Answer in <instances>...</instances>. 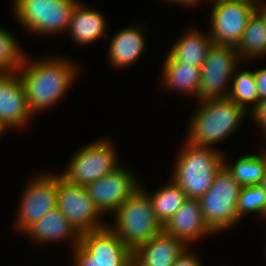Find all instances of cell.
Listing matches in <instances>:
<instances>
[{
    "instance_id": "15",
    "label": "cell",
    "mask_w": 266,
    "mask_h": 266,
    "mask_svg": "<svg viewBox=\"0 0 266 266\" xmlns=\"http://www.w3.org/2000/svg\"><path fill=\"white\" fill-rule=\"evenodd\" d=\"M163 231L188 247L199 241L198 239L215 234L203 218L199 199L193 198L185 200L180 209L163 225Z\"/></svg>"
},
{
    "instance_id": "33",
    "label": "cell",
    "mask_w": 266,
    "mask_h": 266,
    "mask_svg": "<svg viewBox=\"0 0 266 266\" xmlns=\"http://www.w3.org/2000/svg\"><path fill=\"white\" fill-rule=\"evenodd\" d=\"M237 1L245 2V3L251 4V5H253L254 7H257V6H259L260 4H263V3H264V2H262V0H237Z\"/></svg>"
},
{
    "instance_id": "31",
    "label": "cell",
    "mask_w": 266,
    "mask_h": 266,
    "mask_svg": "<svg viewBox=\"0 0 266 266\" xmlns=\"http://www.w3.org/2000/svg\"><path fill=\"white\" fill-rule=\"evenodd\" d=\"M168 2H172V3H178L179 5L183 6V7H195L198 6L199 4H201V1H206V0H166ZM209 1V0H208Z\"/></svg>"
},
{
    "instance_id": "36",
    "label": "cell",
    "mask_w": 266,
    "mask_h": 266,
    "mask_svg": "<svg viewBox=\"0 0 266 266\" xmlns=\"http://www.w3.org/2000/svg\"><path fill=\"white\" fill-rule=\"evenodd\" d=\"M3 133H5V132L0 128V137H1V135H3Z\"/></svg>"
},
{
    "instance_id": "12",
    "label": "cell",
    "mask_w": 266,
    "mask_h": 266,
    "mask_svg": "<svg viewBox=\"0 0 266 266\" xmlns=\"http://www.w3.org/2000/svg\"><path fill=\"white\" fill-rule=\"evenodd\" d=\"M209 36L213 44L237 47L249 18L256 11L251 4L237 0H211Z\"/></svg>"
},
{
    "instance_id": "24",
    "label": "cell",
    "mask_w": 266,
    "mask_h": 266,
    "mask_svg": "<svg viewBox=\"0 0 266 266\" xmlns=\"http://www.w3.org/2000/svg\"><path fill=\"white\" fill-rule=\"evenodd\" d=\"M141 188L149 195L155 218L164 225L182 206L187 199L182 189L171 180L166 185H162L155 192H147L145 187Z\"/></svg>"
},
{
    "instance_id": "1",
    "label": "cell",
    "mask_w": 266,
    "mask_h": 266,
    "mask_svg": "<svg viewBox=\"0 0 266 266\" xmlns=\"http://www.w3.org/2000/svg\"><path fill=\"white\" fill-rule=\"evenodd\" d=\"M78 67L65 56L29 59L25 54L17 71L25 89L28 106L35 116L56 105L75 82Z\"/></svg>"
},
{
    "instance_id": "8",
    "label": "cell",
    "mask_w": 266,
    "mask_h": 266,
    "mask_svg": "<svg viewBox=\"0 0 266 266\" xmlns=\"http://www.w3.org/2000/svg\"><path fill=\"white\" fill-rule=\"evenodd\" d=\"M106 139H98L79 148L61 177L70 184L86 187L119 167L121 164L115 145Z\"/></svg>"
},
{
    "instance_id": "16",
    "label": "cell",
    "mask_w": 266,
    "mask_h": 266,
    "mask_svg": "<svg viewBox=\"0 0 266 266\" xmlns=\"http://www.w3.org/2000/svg\"><path fill=\"white\" fill-rule=\"evenodd\" d=\"M187 247L162 231L133 251V266H172Z\"/></svg>"
},
{
    "instance_id": "29",
    "label": "cell",
    "mask_w": 266,
    "mask_h": 266,
    "mask_svg": "<svg viewBox=\"0 0 266 266\" xmlns=\"http://www.w3.org/2000/svg\"><path fill=\"white\" fill-rule=\"evenodd\" d=\"M249 117H252L253 120L260 127L261 131L266 127V99L260 101L258 106L249 113Z\"/></svg>"
},
{
    "instance_id": "3",
    "label": "cell",
    "mask_w": 266,
    "mask_h": 266,
    "mask_svg": "<svg viewBox=\"0 0 266 266\" xmlns=\"http://www.w3.org/2000/svg\"><path fill=\"white\" fill-rule=\"evenodd\" d=\"M185 142L177 155L171 179L187 198L200 199L210 189L216 173L222 168L224 153L216 148Z\"/></svg>"
},
{
    "instance_id": "13",
    "label": "cell",
    "mask_w": 266,
    "mask_h": 266,
    "mask_svg": "<svg viewBox=\"0 0 266 266\" xmlns=\"http://www.w3.org/2000/svg\"><path fill=\"white\" fill-rule=\"evenodd\" d=\"M133 172L121 164L108 175L86 186L90 199L103 216H111L141 187L140 180Z\"/></svg>"
},
{
    "instance_id": "20",
    "label": "cell",
    "mask_w": 266,
    "mask_h": 266,
    "mask_svg": "<svg viewBox=\"0 0 266 266\" xmlns=\"http://www.w3.org/2000/svg\"><path fill=\"white\" fill-rule=\"evenodd\" d=\"M164 60L162 69V85L173 92H183L199 100L201 67L175 60L169 53Z\"/></svg>"
},
{
    "instance_id": "19",
    "label": "cell",
    "mask_w": 266,
    "mask_h": 266,
    "mask_svg": "<svg viewBox=\"0 0 266 266\" xmlns=\"http://www.w3.org/2000/svg\"><path fill=\"white\" fill-rule=\"evenodd\" d=\"M25 234L28 238L41 244L69 240L73 244L71 245L73 248L79 244L80 240V234L73 228L65 215L57 207L31 225L24 232Z\"/></svg>"
},
{
    "instance_id": "21",
    "label": "cell",
    "mask_w": 266,
    "mask_h": 266,
    "mask_svg": "<svg viewBox=\"0 0 266 266\" xmlns=\"http://www.w3.org/2000/svg\"><path fill=\"white\" fill-rule=\"evenodd\" d=\"M184 33L170 48L169 54L177 61L201 67L213 44L211 37L195 27Z\"/></svg>"
},
{
    "instance_id": "23",
    "label": "cell",
    "mask_w": 266,
    "mask_h": 266,
    "mask_svg": "<svg viewBox=\"0 0 266 266\" xmlns=\"http://www.w3.org/2000/svg\"><path fill=\"white\" fill-rule=\"evenodd\" d=\"M236 51L242 62L266 55V25L256 11L249 18Z\"/></svg>"
},
{
    "instance_id": "5",
    "label": "cell",
    "mask_w": 266,
    "mask_h": 266,
    "mask_svg": "<svg viewBox=\"0 0 266 266\" xmlns=\"http://www.w3.org/2000/svg\"><path fill=\"white\" fill-rule=\"evenodd\" d=\"M80 0H13L16 21L32 35L67 32L74 6ZM63 31V32H62Z\"/></svg>"
},
{
    "instance_id": "27",
    "label": "cell",
    "mask_w": 266,
    "mask_h": 266,
    "mask_svg": "<svg viewBox=\"0 0 266 266\" xmlns=\"http://www.w3.org/2000/svg\"><path fill=\"white\" fill-rule=\"evenodd\" d=\"M237 216L242 220L244 215L255 213L266 219V192L260 185L241 188L237 206Z\"/></svg>"
},
{
    "instance_id": "7",
    "label": "cell",
    "mask_w": 266,
    "mask_h": 266,
    "mask_svg": "<svg viewBox=\"0 0 266 266\" xmlns=\"http://www.w3.org/2000/svg\"><path fill=\"white\" fill-rule=\"evenodd\" d=\"M241 188L222 166L216 173L210 189L199 199L203 218L214 233L228 230L241 220L236 211Z\"/></svg>"
},
{
    "instance_id": "10",
    "label": "cell",
    "mask_w": 266,
    "mask_h": 266,
    "mask_svg": "<svg viewBox=\"0 0 266 266\" xmlns=\"http://www.w3.org/2000/svg\"><path fill=\"white\" fill-rule=\"evenodd\" d=\"M57 208L79 233L90 232L105 227L102 214L90 199L86 187L68 183L57 175Z\"/></svg>"
},
{
    "instance_id": "9",
    "label": "cell",
    "mask_w": 266,
    "mask_h": 266,
    "mask_svg": "<svg viewBox=\"0 0 266 266\" xmlns=\"http://www.w3.org/2000/svg\"><path fill=\"white\" fill-rule=\"evenodd\" d=\"M241 62L236 47L212 44L201 66L199 100L227 97L228 85H231L233 73Z\"/></svg>"
},
{
    "instance_id": "11",
    "label": "cell",
    "mask_w": 266,
    "mask_h": 266,
    "mask_svg": "<svg viewBox=\"0 0 266 266\" xmlns=\"http://www.w3.org/2000/svg\"><path fill=\"white\" fill-rule=\"evenodd\" d=\"M42 174L28 181L21 195L14 225L19 233H24L31 225L57 207V174L53 172Z\"/></svg>"
},
{
    "instance_id": "18",
    "label": "cell",
    "mask_w": 266,
    "mask_h": 266,
    "mask_svg": "<svg viewBox=\"0 0 266 266\" xmlns=\"http://www.w3.org/2000/svg\"><path fill=\"white\" fill-rule=\"evenodd\" d=\"M107 20L99 11L88 9L85 4L78 2L71 14V20L67 32L71 36L72 42L79 45H88L103 39H108L106 31Z\"/></svg>"
},
{
    "instance_id": "14",
    "label": "cell",
    "mask_w": 266,
    "mask_h": 266,
    "mask_svg": "<svg viewBox=\"0 0 266 266\" xmlns=\"http://www.w3.org/2000/svg\"><path fill=\"white\" fill-rule=\"evenodd\" d=\"M32 116L18 72L0 73V128L25 127Z\"/></svg>"
},
{
    "instance_id": "17",
    "label": "cell",
    "mask_w": 266,
    "mask_h": 266,
    "mask_svg": "<svg viewBox=\"0 0 266 266\" xmlns=\"http://www.w3.org/2000/svg\"><path fill=\"white\" fill-rule=\"evenodd\" d=\"M144 29L146 28L128 26L113 34L107 53L109 65L123 69L138 61L146 45Z\"/></svg>"
},
{
    "instance_id": "28",
    "label": "cell",
    "mask_w": 266,
    "mask_h": 266,
    "mask_svg": "<svg viewBox=\"0 0 266 266\" xmlns=\"http://www.w3.org/2000/svg\"><path fill=\"white\" fill-rule=\"evenodd\" d=\"M190 247H187L183 253L175 260L172 266H202L200 257L195 255V252L189 251ZM199 258V259H198Z\"/></svg>"
},
{
    "instance_id": "6",
    "label": "cell",
    "mask_w": 266,
    "mask_h": 266,
    "mask_svg": "<svg viewBox=\"0 0 266 266\" xmlns=\"http://www.w3.org/2000/svg\"><path fill=\"white\" fill-rule=\"evenodd\" d=\"M72 266H133V252L108 226L80 234Z\"/></svg>"
},
{
    "instance_id": "26",
    "label": "cell",
    "mask_w": 266,
    "mask_h": 266,
    "mask_svg": "<svg viewBox=\"0 0 266 266\" xmlns=\"http://www.w3.org/2000/svg\"><path fill=\"white\" fill-rule=\"evenodd\" d=\"M18 40L0 26V73L17 72L25 56Z\"/></svg>"
},
{
    "instance_id": "32",
    "label": "cell",
    "mask_w": 266,
    "mask_h": 266,
    "mask_svg": "<svg viewBox=\"0 0 266 266\" xmlns=\"http://www.w3.org/2000/svg\"><path fill=\"white\" fill-rule=\"evenodd\" d=\"M256 12L262 17L264 20V23L266 25V4H260L259 6L256 7Z\"/></svg>"
},
{
    "instance_id": "22",
    "label": "cell",
    "mask_w": 266,
    "mask_h": 266,
    "mask_svg": "<svg viewBox=\"0 0 266 266\" xmlns=\"http://www.w3.org/2000/svg\"><path fill=\"white\" fill-rule=\"evenodd\" d=\"M266 148V147H265ZM223 157V166L242 187L259 185L266 171V149L257 154H245L233 164Z\"/></svg>"
},
{
    "instance_id": "30",
    "label": "cell",
    "mask_w": 266,
    "mask_h": 266,
    "mask_svg": "<svg viewBox=\"0 0 266 266\" xmlns=\"http://www.w3.org/2000/svg\"><path fill=\"white\" fill-rule=\"evenodd\" d=\"M254 72L255 82L259 100L266 99V67L257 69Z\"/></svg>"
},
{
    "instance_id": "35",
    "label": "cell",
    "mask_w": 266,
    "mask_h": 266,
    "mask_svg": "<svg viewBox=\"0 0 266 266\" xmlns=\"http://www.w3.org/2000/svg\"><path fill=\"white\" fill-rule=\"evenodd\" d=\"M261 132L264 133V137H265V139H266V127H265Z\"/></svg>"
},
{
    "instance_id": "2",
    "label": "cell",
    "mask_w": 266,
    "mask_h": 266,
    "mask_svg": "<svg viewBox=\"0 0 266 266\" xmlns=\"http://www.w3.org/2000/svg\"><path fill=\"white\" fill-rule=\"evenodd\" d=\"M199 109L188 124L185 140L192 145L212 147L240 127L247 112L228 97L199 100Z\"/></svg>"
},
{
    "instance_id": "34",
    "label": "cell",
    "mask_w": 266,
    "mask_h": 266,
    "mask_svg": "<svg viewBox=\"0 0 266 266\" xmlns=\"http://www.w3.org/2000/svg\"><path fill=\"white\" fill-rule=\"evenodd\" d=\"M266 192V171H265V174H264V177L262 178L261 180V183L259 184Z\"/></svg>"
},
{
    "instance_id": "4",
    "label": "cell",
    "mask_w": 266,
    "mask_h": 266,
    "mask_svg": "<svg viewBox=\"0 0 266 266\" xmlns=\"http://www.w3.org/2000/svg\"><path fill=\"white\" fill-rule=\"evenodd\" d=\"M114 225L107 224L133 252L163 231V225L155 218L149 195L140 187L115 212Z\"/></svg>"
},
{
    "instance_id": "25",
    "label": "cell",
    "mask_w": 266,
    "mask_h": 266,
    "mask_svg": "<svg viewBox=\"0 0 266 266\" xmlns=\"http://www.w3.org/2000/svg\"><path fill=\"white\" fill-rule=\"evenodd\" d=\"M237 69L238 67L233 73L230 91L227 97L241 106L249 114L260 103L254 72L251 70L238 71Z\"/></svg>"
}]
</instances>
